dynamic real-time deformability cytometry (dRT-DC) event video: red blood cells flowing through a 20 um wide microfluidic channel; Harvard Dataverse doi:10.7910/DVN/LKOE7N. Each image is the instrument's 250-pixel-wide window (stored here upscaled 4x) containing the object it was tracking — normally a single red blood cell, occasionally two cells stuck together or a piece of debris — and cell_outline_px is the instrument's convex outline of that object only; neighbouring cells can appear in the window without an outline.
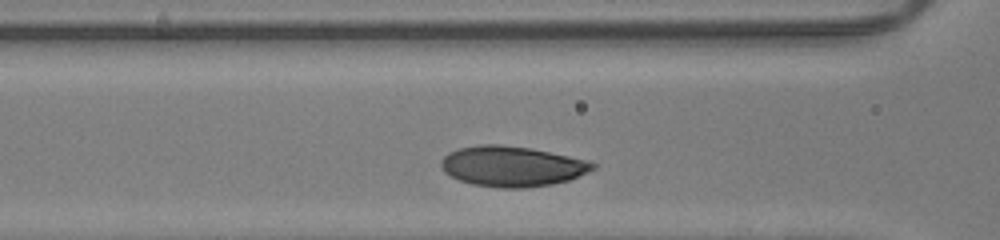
{"species": "human", "species_latin": "Homo sapiens", "temperature_condition": "room temperature", "stored_images_in_passage": 27, "camera_frame_rate_fps": 3000, "um_per_image_px": 0.085, "donor": {"sex": "male"}, "frame": {"image": 1, "passage_image": 7, "time_ms": 2.0, "image_size_px": [1000, 240], "cell_outline_px": [[596, 168], [588, 172], [568, 180], [552, 184], [524, 188], [500, 188], [472, 184], [460, 180], [444, 172], [440, 164], [440, 160], [448, 152], [456, 148], [480, 144], [500, 144], [532, 148], [588, 160], [596, 164]], "centroid_in_image_um": [43.51, 14.12], "position_along_channel_um": 123.1, "area_um2": 35.89}}
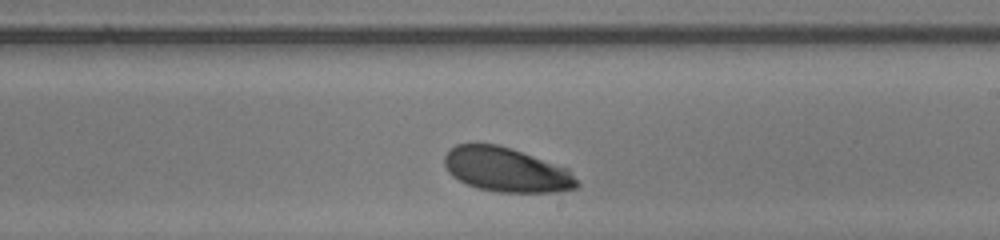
{"frame": {"image": 2, "passage_image": 16, "time_ms": 5.0, "image_size_px": [1000, 240], "cell_outline_px": [[580, 184], [576, 188], [556, 192], [496, 192], [476, 188], [452, 176], [448, 172], [444, 164], [444, 156], [448, 148], [456, 144], [496, 144], [512, 148], [568, 168]], "centroid_in_image_um": [43.03, 14.42], "position_along_channel_um": 246.0, "area_um2": 34.45}}
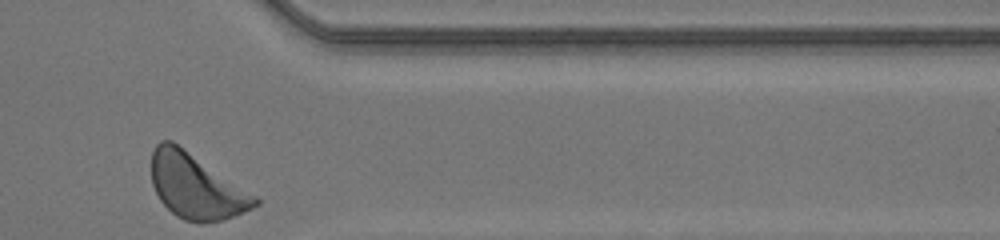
{"frame": {"image": 3, "passage_image": 27, "time_ms": 8.667, "image_size_px": [1000, 240], "cell_outline_px": [[260, 204], [252, 208], [224, 220], [200, 224], [184, 220], [176, 216], [160, 200], [152, 184], [152, 152], [156, 144], [160, 140], [172, 140], [256, 196], [260, 200]], "centroid_in_image_um": [16.65, 15.85], "position_along_channel_um": 394.7, "area_um2": 38.9}, "authors_computed_cell_mechanics": {"area_um2": 34.9112, "velocity_mm_per_s": 4.1202, "shape_relaxation_time_tau1_ms": 1.4806, "shape_relaxation_time_tau2_ms": null, "deformation_change_tau1": 0.1126, "deformation_change_tau2": null}}